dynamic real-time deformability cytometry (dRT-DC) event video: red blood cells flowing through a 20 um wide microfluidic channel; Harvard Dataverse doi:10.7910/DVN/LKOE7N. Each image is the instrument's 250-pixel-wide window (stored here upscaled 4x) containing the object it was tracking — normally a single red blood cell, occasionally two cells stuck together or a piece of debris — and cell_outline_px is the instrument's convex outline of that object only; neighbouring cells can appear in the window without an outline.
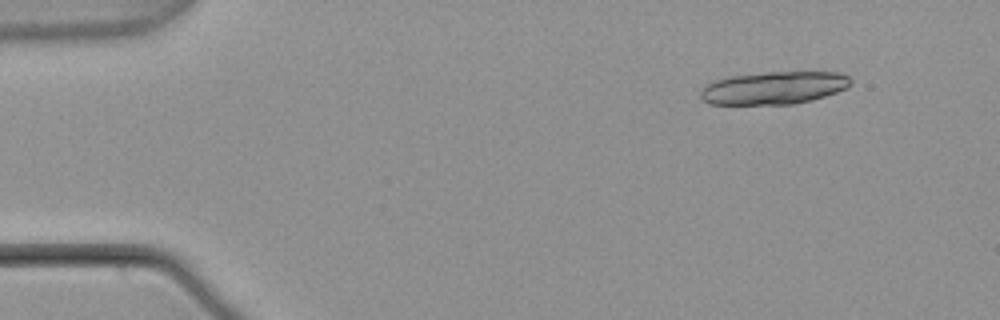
{"species": "common noctule bat (a hibernating species)", "species_latin": "Nyctalus noctula", "temperature_condition": "warm", "stored_images_in_passage": 5, "segment_of_instrument_passage": [1, 2], "camera_frame_rate_fps": 3000, "um_per_image_px": 0.085, "animal": {"sex": "male", "body_mass_g": 21.5, "forearm_length_mm": 52.0}, "frame": {"image": 1, "passage_image": 2, "time_ms": 0.333, "image_size_px": [1000, 320], "cell_outline_px": [[852, 84], [848, 88], [812, 100], [792, 104], [708, 104], [700, 96], [700, 92], [704, 84], [728, 76], [768, 72], [836, 72], [848, 76], [852, 80]], "centroid_in_image_um": [65.77, 7.47], "position_along_channel_um": 19.2, "area_um2": 28.73}}